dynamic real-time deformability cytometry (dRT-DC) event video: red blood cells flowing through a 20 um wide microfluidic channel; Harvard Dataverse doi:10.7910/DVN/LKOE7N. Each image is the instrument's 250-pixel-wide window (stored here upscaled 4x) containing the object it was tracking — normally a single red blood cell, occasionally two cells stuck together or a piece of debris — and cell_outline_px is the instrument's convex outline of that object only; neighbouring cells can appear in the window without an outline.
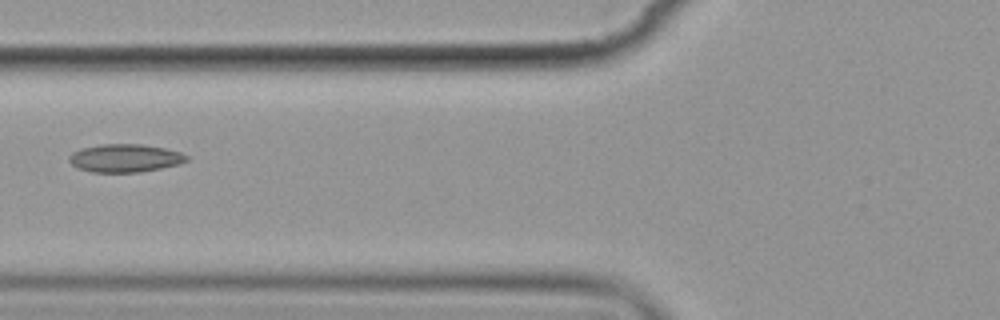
{"species": "common noctule bat (a hibernating species)", "species_latin": "Nyctalus noctula", "temperature_condition": "cold", "stored_images_in_passage": 2, "camera_frame_rate_fps": 3000, "um_per_image_px": 0.085, "animal": {"sex": "female", "body_mass_g": 19.9}, "frame": {"image": 1, "passage_image": 2, "time_ms": 1.333, "image_size_px": [1000, 320], "cell_outline_px": [[188, 160], [180, 164], [140, 172], [92, 172], [76, 168], [68, 160], [68, 156], [72, 152], [80, 148], [100, 144], [140, 144], [164, 148], [180, 152], [188, 156]], "centroid_in_image_um": [10.59, 13.44], "position_along_channel_um": 115.2, "area_um2": 19.31}}